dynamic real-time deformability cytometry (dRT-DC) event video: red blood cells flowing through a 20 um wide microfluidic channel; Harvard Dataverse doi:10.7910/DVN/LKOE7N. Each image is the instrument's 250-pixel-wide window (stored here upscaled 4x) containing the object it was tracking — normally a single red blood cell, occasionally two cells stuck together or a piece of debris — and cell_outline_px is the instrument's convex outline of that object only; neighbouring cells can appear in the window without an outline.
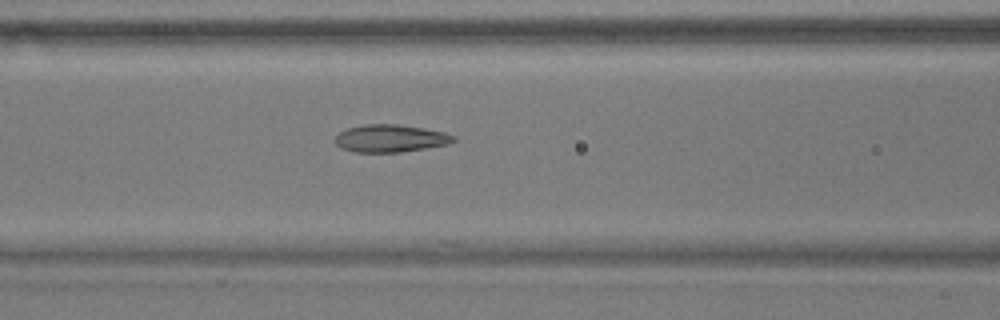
{"species": "common noctule bat (a hibernating species)", "species_latin": "Nyctalus noctula", "temperature_condition": "warm", "stored_images_in_passage": 55, "camera_frame_rate_fps": 3000, "um_per_image_px": 0.085, "animal": {"sex": "male", "body_mass_g": 17.9}, "frame": {"image": 1, "passage_image": 22, "time_ms": 7.0, "image_size_px": [1000, 320], "cell_outline_px": [[456, 140], [448, 144], [400, 152], [356, 152], [340, 148], [336, 144], [336, 136], [340, 132], [348, 128], [364, 124], [396, 124], [424, 128], [444, 132], [456, 136]], "centroid_in_image_um": [33.19, 11.76], "position_along_channel_um": 133.4, "area_um2": 18.9}}
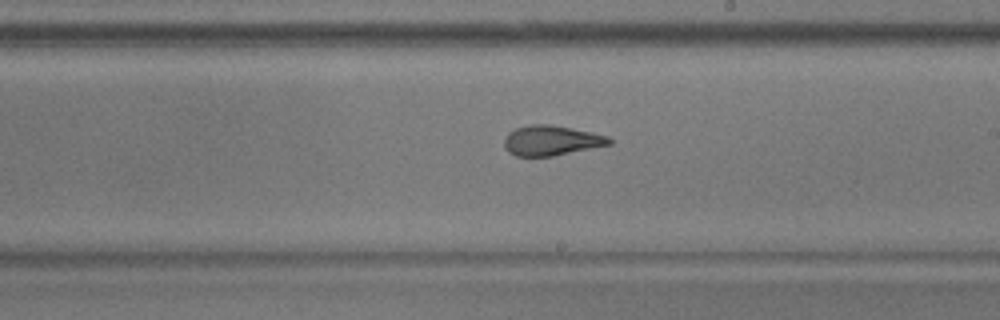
{"frame": {"image": 2, "passage_image": 31, "time_ms": 10.0, "image_size_px": [1000, 320], "cell_outline_px": [[612, 144], [552, 156], [516, 156], [508, 152], [504, 144], [504, 136], [508, 132], [516, 128], [532, 124], [548, 124], [592, 132], [608, 136], [612, 140]], "centroid_in_image_um": [46.85, 11.94], "position_along_channel_um": 242.2, "area_um2": 18.32}}
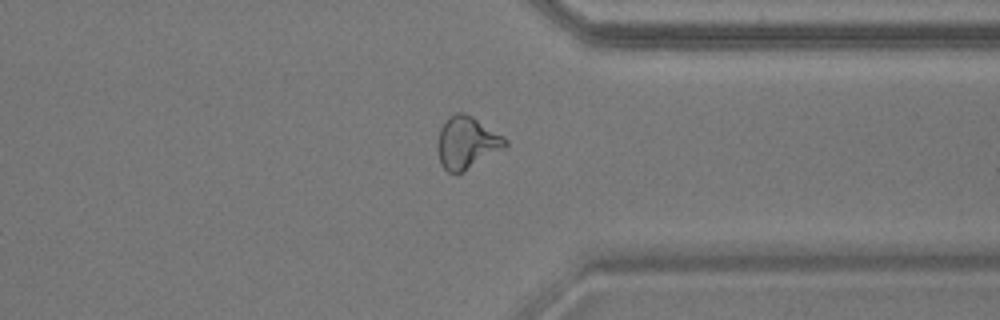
{"frame": {"image": 3, "passage_image": 42, "time_ms": 13.667, "image_size_px": [1000, 320], "cell_outline_px": [[508, 144], [504, 148], [464, 172], [448, 172], [440, 164], [436, 148], [440, 128], [456, 112], [464, 112], [472, 116], [504, 136], [508, 140]], "centroid_in_image_um": [39.68, 12.14], "position_along_channel_um": 371.7, "area_um2": 20.52}, "authors_computed_cell_mechanics": {"area_um2": 20.5768, "velocity_mm_per_s": 3.6243, "shape_relaxation_time_tau1_ms": null, "shape_relaxation_time_tau2_ms": 1.801, "deformation_change_tau1": null, "deformation_change_tau2": 0.0975}}